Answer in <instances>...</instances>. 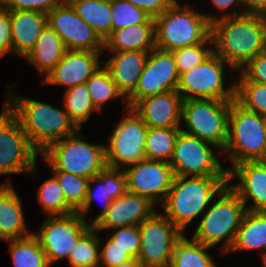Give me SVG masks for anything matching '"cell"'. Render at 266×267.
<instances>
[{
    "label": "cell",
    "mask_w": 266,
    "mask_h": 267,
    "mask_svg": "<svg viewBox=\"0 0 266 267\" xmlns=\"http://www.w3.org/2000/svg\"><path fill=\"white\" fill-rule=\"evenodd\" d=\"M46 15L47 24L59 35L66 50L104 52L103 40L68 2H62Z\"/></svg>",
    "instance_id": "17"
},
{
    "label": "cell",
    "mask_w": 266,
    "mask_h": 267,
    "mask_svg": "<svg viewBox=\"0 0 266 267\" xmlns=\"http://www.w3.org/2000/svg\"><path fill=\"white\" fill-rule=\"evenodd\" d=\"M213 53L203 63L180 75L177 92L186 99L235 100V82L225 89L224 65Z\"/></svg>",
    "instance_id": "11"
},
{
    "label": "cell",
    "mask_w": 266,
    "mask_h": 267,
    "mask_svg": "<svg viewBox=\"0 0 266 267\" xmlns=\"http://www.w3.org/2000/svg\"><path fill=\"white\" fill-rule=\"evenodd\" d=\"M66 52V48L59 35L47 24L34 47L24 57L36 70L39 75L47 76L60 62Z\"/></svg>",
    "instance_id": "27"
},
{
    "label": "cell",
    "mask_w": 266,
    "mask_h": 267,
    "mask_svg": "<svg viewBox=\"0 0 266 267\" xmlns=\"http://www.w3.org/2000/svg\"><path fill=\"white\" fill-rule=\"evenodd\" d=\"M112 230L110 238L115 242V245L129 252L133 258H138L140 252L139 226H123Z\"/></svg>",
    "instance_id": "41"
},
{
    "label": "cell",
    "mask_w": 266,
    "mask_h": 267,
    "mask_svg": "<svg viewBox=\"0 0 266 267\" xmlns=\"http://www.w3.org/2000/svg\"><path fill=\"white\" fill-rule=\"evenodd\" d=\"M10 242L9 251L14 267H51L38 239L32 234Z\"/></svg>",
    "instance_id": "31"
},
{
    "label": "cell",
    "mask_w": 266,
    "mask_h": 267,
    "mask_svg": "<svg viewBox=\"0 0 266 267\" xmlns=\"http://www.w3.org/2000/svg\"><path fill=\"white\" fill-rule=\"evenodd\" d=\"M139 231L138 259L145 267H169L175 244L184 233L157 211L139 225Z\"/></svg>",
    "instance_id": "13"
},
{
    "label": "cell",
    "mask_w": 266,
    "mask_h": 267,
    "mask_svg": "<svg viewBox=\"0 0 266 267\" xmlns=\"http://www.w3.org/2000/svg\"><path fill=\"white\" fill-rule=\"evenodd\" d=\"M155 45V24H136L111 32L103 41L104 51L150 52Z\"/></svg>",
    "instance_id": "26"
},
{
    "label": "cell",
    "mask_w": 266,
    "mask_h": 267,
    "mask_svg": "<svg viewBox=\"0 0 266 267\" xmlns=\"http://www.w3.org/2000/svg\"><path fill=\"white\" fill-rule=\"evenodd\" d=\"M64 104L65 111L79 129H82V123L89 120L92 112H100L92 102L86 83L67 89Z\"/></svg>",
    "instance_id": "33"
},
{
    "label": "cell",
    "mask_w": 266,
    "mask_h": 267,
    "mask_svg": "<svg viewBox=\"0 0 266 267\" xmlns=\"http://www.w3.org/2000/svg\"><path fill=\"white\" fill-rule=\"evenodd\" d=\"M182 97L177 91L139 100L132 109L148 128H181Z\"/></svg>",
    "instance_id": "21"
},
{
    "label": "cell",
    "mask_w": 266,
    "mask_h": 267,
    "mask_svg": "<svg viewBox=\"0 0 266 267\" xmlns=\"http://www.w3.org/2000/svg\"><path fill=\"white\" fill-rule=\"evenodd\" d=\"M8 93L4 105L18 119L29 143L39 154L79 129L65 110Z\"/></svg>",
    "instance_id": "2"
},
{
    "label": "cell",
    "mask_w": 266,
    "mask_h": 267,
    "mask_svg": "<svg viewBox=\"0 0 266 267\" xmlns=\"http://www.w3.org/2000/svg\"><path fill=\"white\" fill-rule=\"evenodd\" d=\"M180 75L172 52L154 48L149 52L134 92L126 99L127 107L139 100L170 91H177Z\"/></svg>",
    "instance_id": "15"
},
{
    "label": "cell",
    "mask_w": 266,
    "mask_h": 267,
    "mask_svg": "<svg viewBox=\"0 0 266 267\" xmlns=\"http://www.w3.org/2000/svg\"><path fill=\"white\" fill-rule=\"evenodd\" d=\"M228 184V176H174L163 204L164 215L183 233L187 226L202 215L212 200Z\"/></svg>",
    "instance_id": "3"
},
{
    "label": "cell",
    "mask_w": 266,
    "mask_h": 267,
    "mask_svg": "<svg viewBox=\"0 0 266 267\" xmlns=\"http://www.w3.org/2000/svg\"><path fill=\"white\" fill-rule=\"evenodd\" d=\"M211 2L213 6L220 11V14L230 9V7L232 8V5L241 6L240 12L233 11L232 13L228 14L223 13L224 15H222L220 18L244 15L245 5L243 3V0H211Z\"/></svg>",
    "instance_id": "47"
},
{
    "label": "cell",
    "mask_w": 266,
    "mask_h": 267,
    "mask_svg": "<svg viewBox=\"0 0 266 267\" xmlns=\"http://www.w3.org/2000/svg\"><path fill=\"white\" fill-rule=\"evenodd\" d=\"M180 128H148L145 140L146 159L169 163Z\"/></svg>",
    "instance_id": "32"
},
{
    "label": "cell",
    "mask_w": 266,
    "mask_h": 267,
    "mask_svg": "<svg viewBox=\"0 0 266 267\" xmlns=\"http://www.w3.org/2000/svg\"><path fill=\"white\" fill-rule=\"evenodd\" d=\"M233 100L186 99L182 101V131L223 151L228 137V117Z\"/></svg>",
    "instance_id": "8"
},
{
    "label": "cell",
    "mask_w": 266,
    "mask_h": 267,
    "mask_svg": "<svg viewBox=\"0 0 266 267\" xmlns=\"http://www.w3.org/2000/svg\"><path fill=\"white\" fill-rule=\"evenodd\" d=\"M5 9V0H0V13Z\"/></svg>",
    "instance_id": "51"
},
{
    "label": "cell",
    "mask_w": 266,
    "mask_h": 267,
    "mask_svg": "<svg viewBox=\"0 0 266 267\" xmlns=\"http://www.w3.org/2000/svg\"><path fill=\"white\" fill-rule=\"evenodd\" d=\"M211 146L214 149L217 148L209 142L180 130L169 162L174 176H228L227 169L220 163Z\"/></svg>",
    "instance_id": "9"
},
{
    "label": "cell",
    "mask_w": 266,
    "mask_h": 267,
    "mask_svg": "<svg viewBox=\"0 0 266 267\" xmlns=\"http://www.w3.org/2000/svg\"><path fill=\"white\" fill-rule=\"evenodd\" d=\"M98 184L94 189L92 184ZM96 189V190H95ZM127 191L126 175L124 170L105 167L97 176L89 179L86 196L82 207L77 211L85 219L91 209L94 199L103 203L100 214L89 223L94 226L107 212L112 201Z\"/></svg>",
    "instance_id": "22"
},
{
    "label": "cell",
    "mask_w": 266,
    "mask_h": 267,
    "mask_svg": "<svg viewBox=\"0 0 266 267\" xmlns=\"http://www.w3.org/2000/svg\"><path fill=\"white\" fill-rule=\"evenodd\" d=\"M206 246L183 235L175 244L169 267H217Z\"/></svg>",
    "instance_id": "30"
},
{
    "label": "cell",
    "mask_w": 266,
    "mask_h": 267,
    "mask_svg": "<svg viewBox=\"0 0 266 267\" xmlns=\"http://www.w3.org/2000/svg\"><path fill=\"white\" fill-rule=\"evenodd\" d=\"M126 108L129 115L117 124L109 137V145H105L106 166L114 169L137 164L146 158L148 127L131 107Z\"/></svg>",
    "instance_id": "12"
},
{
    "label": "cell",
    "mask_w": 266,
    "mask_h": 267,
    "mask_svg": "<svg viewBox=\"0 0 266 267\" xmlns=\"http://www.w3.org/2000/svg\"><path fill=\"white\" fill-rule=\"evenodd\" d=\"M61 3V0H5V8L9 11H38L47 14Z\"/></svg>",
    "instance_id": "43"
},
{
    "label": "cell",
    "mask_w": 266,
    "mask_h": 267,
    "mask_svg": "<svg viewBox=\"0 0 266 267\" xmlns=\"http://www.w3.org/2000/svg\"><path fill=\"white\" fill-rule=\"evenodd\" d=\"M102 52L66 50L60 62L44 77V84L67 86V89L86 81L100 67Z\"/></svg>",
    "instance_id": "19"
},
{
    "label": "cell",
    "mask_w": 266,
    "mask_h": 267,
    "mask_svg": "<svg viewBox=\"0 0 266 267\" xmlns=\"http://www.w3.org/2000/svg\"><path fill=\"white\" fill-rule=\"evenodd\" d=\"M265 117L232 101L228 117V137L224 150L232 166L248 161H265Z\"/></svg>",
    "instance_id": "7"
},
{
    "label": "cell",
    "mask_w": 266,
    "mask_h": 267,
    "mask_svg": "<svg viewBox=\"0 0 266 267\" xmlns=\"http://www.w3.org/2000/svg\"><path fill=\"white\" fill-rule=\"evenodd\" d=\"M13 53L23 58L34 47L42 29L47 25V15L38 11H9Z\"/></svg>",
    "instance_id": "24"
},
{
    "label": "cell",
    "mask_w": 266,
    "mask_h": 267,
    "mask_svg": "<svg viewBox=\"0 0 266 267\" xmlns=\"http://www.w3.org/2000/svg\"><path fill=\"white\" fill-rule=\"evenodd\" d=\"M181 5L177 0L154 18L157 49L172 52L204 43L211 36V24L219 17L195 11L190 5Z\"/></svg>",
    "instance_id": "4"
},
{
    "label": "cell",
    "mask_w": 266,
    "mask_h": 267,
    "mask_svg": "<svg viewBox=\"0 0 266 267\" xmlns=\"http://www.w3.org/2000/svg\"><path fill=\"white\" fill-rule=\"evenodd\" d=\"M37 199L42 211L49 216L76 212L65 200L64 192L55 176L44 181L37 190Z\"/></svg>",
    "instance_id": "36"
},
{
    "label": "cell",
    "mask_w": 266,
    "mask_h": 267,
    "mask_svg": "<svg viewBox=\"0 0 266 267\" xmlns=\"http://www.w3.org/2000/svg\"><path fill=\"white\" fill-rule=\"evenodd\" d=\"M211 37L214 53L234 72L266 50V36L257 16L219 18L211 24Z\"/></svg>",
    "instance_id": "1"
},
{
    "label": "cell",
    "mask_w": 266,
    "mask_h": 267,
    "mask_svg": "<svg viewBox=\"0 0 266 267\" xmlns=\"http://www.w3.org/2000/svg\"><path fill=\"white\" fill-rule=\"evenodd\" d=\"M263 267H266V252L262 256Z\"/></svg>",
    "instance_id": "53"
},
{
    "label": "cell",
    "mask_w": 266,
    "mask_h": 267,
    "mask_svg": "<svg viewBox=\"0 0 266 267\" xmlns=\"http://www.w3.org/2000/svg\"><path fill=\"white\" fill-rule=\"evenodd\" d=\"M27 230L22 199L8 180L0 185V239H21L33 234Z\"/></svg>",
    "instance_id": "25"
},
{
    "label": "cell",
    "mask_w": 266,
    "mask_h": 267,
    "mask_svg": "<svg viewBox=\"0 0 266 267\" xmlns=\"http://www.w3.org/2000/svg\"><path fill=\"white\" fill-rule=\"evenodd\" d=\"M257 17L259 18L262 28L264 30L265 36H266V6L265 8L260 12L259 15H257Z\"/></svg>",
    "instance_id": "50"
},
{
    "label": "cell",
    "mask_w": 266,
    "mask_h": 267,
    "mask_svg": "<svg viewBox=\"0 0 266 267\" xmlns=\"http://www.w3.org/2000/svg\"><path fill=\"white\" fill-rule=\"evenodd\" d=\"M61 186L66 202L77 212L83 205L89 179L64 171H53Z\"/></svg>",
    "instance_id": "40"
},
{
    "label": "cell",
    "mask_w": 266,
    "mask_h": 267,
    "mask_svg": "<svg viewBox=\"0 0 266 267\" xmlns=\"http://www.w3.org/2000/svg\"><path fill=\"white\" fill-rule=\"evenodd\" d=\"M253 249L260 250V257L266 252V211L246 210L229 252Z\"/></svg>",
    "instance_id": "28"
},
{
    "label": "cell",
    "mask_w": 266,
    "mask_h": 267,
    "mask_svg": "<svg viewBox=\"0 0 266 267\" xmlns=\"http://www.w3.org/2000/svg\"><path fill=\"white\" fill-rule=\"evenodd\" d=\"M80 130L52 143L40 156L52 171H64L90 179L106 167L105 145L84 141Z\"/></svg>",
    "instance_id": "6"
},
{
    "label": "cell",
    "mask_w": 266,
    "mask_h": 267,
    "mask_svg": "<svg viewBox=\"0 0 266 267\" xmlns=\"http://www.w3.org/2000/svg\"><path fill=\"white\" fill-rule=\"evenodd\" d=\"M89 227V223L78 212H73L49 216L33 235L38 239L52 267L54 263L70 256L79 237Z\"/></svg>",
    "instance_id": "14"
},
{
    "label": "cell",
    "mask_w": 266,
    "mask_h": 267,
    "mask_svg": "<svg viewBox=\"0 0 266 267\" xmlns=\"http://www.w3.org/2000/svg\"><path fill=\"white\" fill-rule=\"evenodd\" d=\"M147 198L126 191L114 199L106 214L93 226L98 232L123 226H139L156 210Z\"/></svg>",
    "instance_id": "20"
},
{
    "label": "cell",
    "mask_w": 266,
    "mask_h": 267,
    "mask_svg": "<svg viewBox=\"0 0 266 267\" xmlns=\"http://www.w3.org/2000/svg\"><path fill=\"white\" fill-rule=\"evenodd\" d=\"M116 267H145L138 258H132Z\"/></svg>",
    "instance_id": "49"
},
{
    "label": "cell",
    "mask_w": 266,
    "mask_h": 267,
    "mask_svg": "<svg viewBox=\"0 0 266 267\" xmlns=\"http://www.w3.org/2000/svg\"><path fill=\"white\" fill-rule=\"evenodd\" d=\"M101 248L99 249V267H116L133 258L129 252L115 245L110 237Z\"/></svg>",
    "instance_id": "42"
},
{
    "label": "cell",
    "mask_w": 266,
    "mask_h": 267,
    "mask_svg": "<svg viewBox=\"0 0 266 267\" xmlns=\"http://www.w3.org/2000/svg\"><path fill=\"white\" fill-rule=\"evenodd\" d=\"M40 155L29 143L18 119L4 105L0 114V176L36 172Z\"/></svg>",
    "instance_id": "10"
},
{
    "label": "cell",
    "mask_w": 266,
    "mask_h": 267,
    "mask_svg": "<svg viewBox=\"0 0 266 267\" xmlns=\"http://www.w3.org/2000/svg\"><path fill=\"white\" fill-rule=\"evenodd\" d=\"M68 3L103 41L112 32L109 0H70Z\"/></svg>",
    "instance_id": "29"
},
{
    "label": "cell",
    "mask_w": 266,
    "mask_h": 267,
    "mask_svg": "<svg viewBox=\"0 0 266 267\" xmlns=\"http://www.w3.org/2000/svg\"><path fill=\"white\" fill-rule=\"evenodd\" d=\"M89 89V93L95 107L101 112L103 105L108 100L123 99L126 102V98L119 91L117 85L112 80L109 71L104 67L100 66L92 76L86 81Z\"/></svg>",
    "instance_id": "37"
},
{
    "label": "cell",
    "mask_w": 266,
    "mask_h": 267,
    "mask_svg": "<svg viewBox=\"0 0 266 267\" xmlns=\"http://www.w3.org/2000/svg\"><path fill=\"white\" fill-rule=\"evenodd\" d=\"M239 179L240 183L231 185ZM228 184L238 194L248 211H266V161H248L228 171ZM248 199L253 204L247 205Z\"/></svg>",
    "instance_id": "18"
},
{
    "label": "cell",
    "mask_w": 266,
    "mask_h": 267,
    "mask_svg": "<svg viewBox=\"0 0 266 267\" xmlns=\"http://www.w3.org/2000/svg\"><path fill=\"white\" fill-rule=\"evenodd\" d=\"M130 166L132 167L123 168L127 191L147 198L154 205H162L174 178L170 164L145 158Z\"/></svg>",
    "instance_id": "16"
},
{
    "label": "cell",
    "mask_w": 266,
    "mask_h": 267,
    "mask_svg": "<svg viewBox=\"0 0 266 267\" xmlns=\"http://www.w3.org/2000/svg\"><path fill=\"white\" fill-rule=\"evenodd\" d=\"M245 15L257 16L266 6V0H243Z\"/></svg>",
    "instance_id": "48"
},
{
    "label": "cell",
    "mask_w": 266,
    "mask_h": 267,
    "mask_svg": "<svg viewBox=\"0 0 266 267\" xmlns=\"http://www.w3.org/2000/svg\"><path fill=\"white\" fill-rule=\"evenodd\" d=\"M210 45L213 47L211 36L204 43L172 51L179 75L203 63L209 58L214 53V50Z\"/></svg>",
    "instance_id": "39"
},
{
    "label": "cell",
    "mask_w": 266,
    "mask_h": 267,
    "mask_svg": "<svg viewBox=\"0 0 266 267\" xmlns=\"http://www.w3.org/2000/svg\"><path fill=\"white\" fill-rule=\"evenodd\" d=\"M98 231L90 226L78 239L68 257L71 267H99V249L102 240Z\"/></svg>",
    "instance_id": "34"
},
{
    "label": "cell",
    "mask_w": 266,
    "mask_h": 267,
    "mask_svg": "<svg viewBox=\"0 0 266 267\" xmlns=\"http://www.w3.org/2000/svg\"><path fill=\"white\" fill-rule=\"evenodd\" d=\"M219 196V197H218ZM218 200L202 214L192 239L206 246L215 247L223 241V253H229L246 212L238 194L227 184L217 195Z\"/></svg>",
    "instance_id": "5"
},
{
    "label": "cell",
    "mask_w": 266,
    "mask_h": 267,
    "mask_svg": "<svg viewBox=\"0 0 266 267\" xmlns=\"http://www.w3.org/2000/svg\"><path fill=\"white\" fill-rule=\"evenodd\" d=\"M7 53L13 54L11 25L9 10L6 8L0 13V58Z\"/></svg>",
    "instance_id": "45"
},
{
    "label": "cell",
    "mask_w": 266,
    "mask_h": 267,
    "mask_svg": "<svg viewBox=\"0 0 266 267\" xmlns=\"http://www.w3.org/2000/svg\"><path fill=\"white\" fill-rule=\"evenodd\" d=\"M62 2H69L70 0H61Z\"/></svg>",
    "instance_id": "54"
},
{
    "label": "cell",
    "mask_w": 266,
    "mask_h": 267,
    "mask_svg": "<svg viewBox=\"0 0 266 267\" xmlns=\"http://www.w3.org/2000/svg\"><path fill=\"white\" fill-rule=\"evenodd\" d=\"M239 72L248 81L266 85V50L250 60Z\"/></svg>",
    "instance_id": "44"
},
{
    "label": "cell",
    "mask_w": 266,
    "mask_h": 267,
    "mask_svg": "<svg viewBox=\"0 0 266 267\" xmlns=\"http://www.w3.org/2000/svg\"><path fill=\"white\" fill-rule=\"evenodd\" d=\"M235 81V101L244 109L266 117V85L248 81L241 73Z\"/></svg>",
    "instance_id": "35"
},
{
    "label": "cell",
    "mask_w": 266,
    "mask_h": 267,
    "mask_svg": "<svg viewBox=\"0 0 266 267\" xmlns=\"http://www.w3.org/2000/svg\"><path fill=\"white\" fill-rule=\"evenodd\" d=\"M112 12V32L136 24H155L154 18L126 0H109Z\"/></svg>",
    "instance_id": "38"
},
{
    "label": "cell",
    "mask_w": 266,
    "mask_h": 267,
    "mask_svg": "<svg viewBox=\"0 0 266 267\" xmlns=\"http://www.w3.org/2000/svg\"><path fill=\"white\" fill-rule=\"evenodd\" d=\"M264 135L266 138V117H265V125H264ZM265 161H266V139H265Z\"/></svg>",
    "instance_id": "52"
},
{
    "label": "cell",
    "mask_w": 266,
    "mask_h": 267,
    "mask_svg": "<svg viewBox=\"0 0 266 267\" xmlns=\"http://www.w3.org/2000/svg\"><path fill=\"white\" fill-rule=\"evenodd\" d=\"M127 2L143 9L149 16L156 18L166 9L170 8L177 0H126Z\"/></svg>",
    "instance_id": "46"
},
{
    "label": "cell",
    "mask_w": 266,
    "mask_h": 267,
    "mask_svg": "<svg viewBox=\"0 0 266 267\" xmlns=\"http://www.w3.org/2000/svg\"><path fill=\"white\" fill-rule=\"evenodd\" d=\"M148 55L149 52L144 51L114 52L113 57L103 63L126 99L134 92Z\"/></svg>",
    "instance_id": "23"
}]
</instances>
